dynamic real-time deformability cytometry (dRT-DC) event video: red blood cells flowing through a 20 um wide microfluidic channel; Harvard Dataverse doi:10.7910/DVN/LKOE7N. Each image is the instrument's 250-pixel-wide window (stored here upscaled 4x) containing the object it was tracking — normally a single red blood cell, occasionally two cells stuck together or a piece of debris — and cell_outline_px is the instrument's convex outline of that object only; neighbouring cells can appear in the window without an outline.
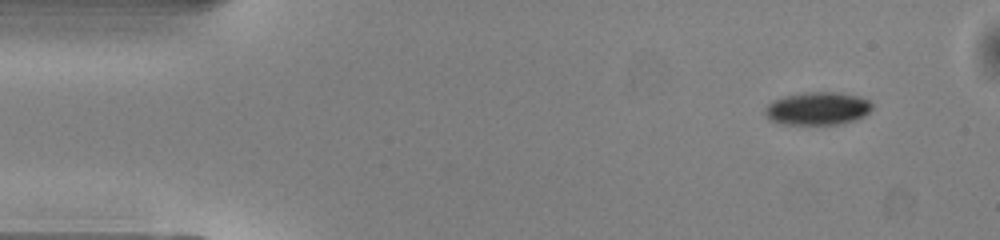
{"species": "common noctule bat (a hibernating species)", "species_latin": "Nyctalus noctula", "temperature_condition": "warm", "stored_images_in_passage": 47, "camera_frame_rate_fps": 3000, "um_per_image_px": 0.085, "animal": {"sex": "male", "body_mass_g": 13.0, "forearm_length_mm": 53.1}, "frame": {"image": 1, "passage_image": 1, "time_ms": 0.0, "image_size_px": [1000, 240], "cell_outline_px": [[872, 108], [864, 116], [856, 120], [840, 124], [784, 124], [772, 120], [764, 112], [764, 108], [772, 100], [784, 96], [804, 92], [840, 92], [860, 96], [868, 100], [872, 104]], "centroid_in_image_um": [69.51, 9.21], "position_along_channel_um": 15.5, "area_um2": 20.63}}
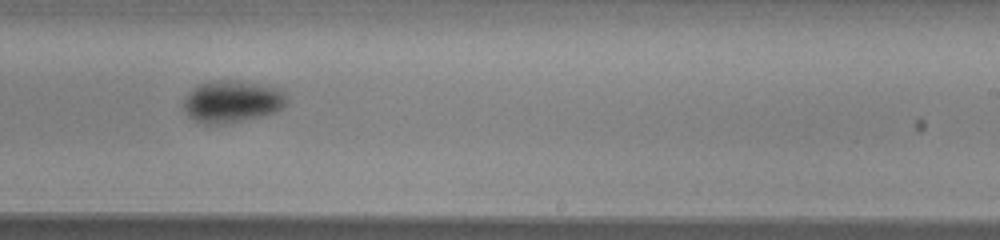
{"frame": {"image": 2, "passage_image": 27, "time_ms": 8.667, "image_size_px": [1000, 240], "cell_outline_px": [[288, 100], [284, 108], [276, 112], [260, 116], [220, 124], [204, 124], [188, 116], [184, 112], [184, 100], [188, 92], [196, 84], [212, 80], [236, 80], [264, 84], [276, 88], [284, 92], [288, 96]], "centroid_in_image_um": [19.73, 8.6], "position_along_channel_um": 269.3, "area_um2": 25.55}}
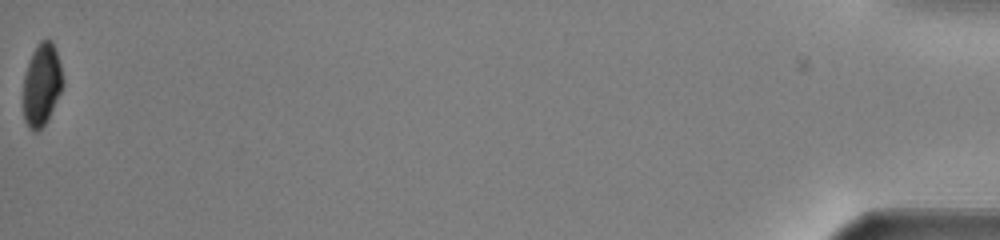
{"frame": {"image": 3, "passage_image": 47, "time_ms": 15.333, "image_size_px": [1000, 240], "cell_outline_px": [[64, 84], [44, 124], [36, 132], [32, 132], [28, 128], [24, 120], [24, 76], [32, 52], [40, 40], [52, 40], [60, 64], [64, 80]], "centroid_in_image_um": [3.54, 7.18], "position_along_channel_um": 431.7, "area_um2": 18.67}, "authors_computed_cell_mechanics": {"area_um2": 22.8888, "velocity_mm_per_s": 4.0647, "shape_relaxation_time_tau1_ms": 2.4003, "shape_relaxation_time_tau2_ms": null, "deformation_change_tau1": 0.1067, "deformation_change_tau2": null}}